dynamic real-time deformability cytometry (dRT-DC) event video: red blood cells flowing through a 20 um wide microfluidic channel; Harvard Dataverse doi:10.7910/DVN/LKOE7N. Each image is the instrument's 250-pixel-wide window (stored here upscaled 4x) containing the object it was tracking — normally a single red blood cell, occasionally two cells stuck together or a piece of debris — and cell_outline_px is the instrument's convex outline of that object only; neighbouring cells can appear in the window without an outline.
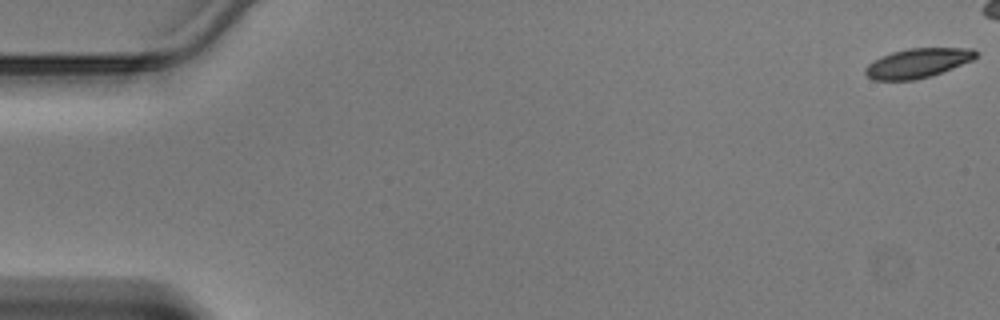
{"species": "Egyptian fruit bat (a non-hibernating species)", "species_latin": "Rousettus aegyptiacus", "temperature_condition": "warm", "stored_images_in_passage": 41, "camera_frame_rate_fps": 3000, "um_per_image_px": 0.085, "animal": {"sex": "male"}, "frame": {"image": 1, "passage_image": 1, "time_ms": 0.0, "image_size_px": [1000, 320], "cell_outline_px": [[980, 52], [972, 60], [952, 68], [916, 80], [872, 80], [864, 72], [864, 68], [868, 64], [880, 56], [892, 52], [908, 48], [972, 48]], "centroid_in_image_um": [77.98, 5.35], "position_along_channel_um": 7.0, "area_um2": 18.9}}
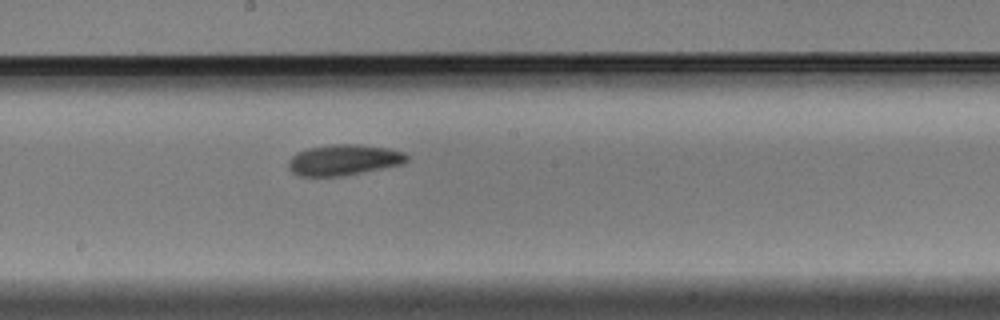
{"frame": {"image": 2, "passage_image": 26, "time_ms": 8.333, "image_size_px": [1000, 320], "cell_outline_px": [[408, 160], [404, 164], [344, 176], [296, 176], [288, 168], [288, 160], [296, 152], [308, 148], [332, 144], [356, 144], [388, 148], [404, 152], [408, 156]], "centroid_in_image_um": [29.21, 13.6], "position_along_channel_um": 219.0, "area_um2": 21.5}}
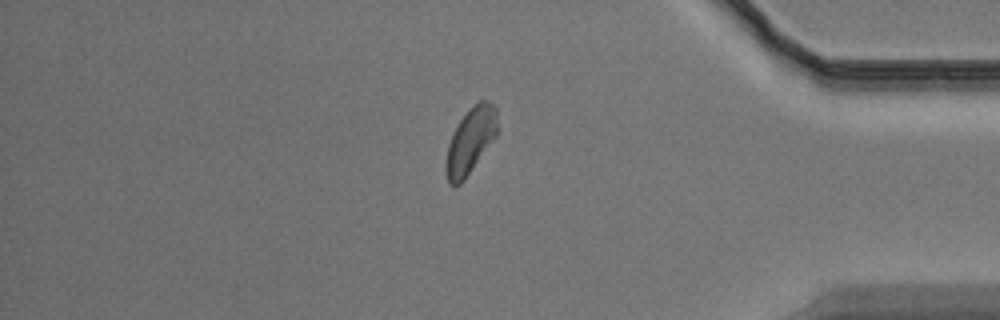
{"frame": {"image": 3, "passage_image": 40, "time_ms": 13.0, "image_size_px": [1000, 320], "cell_outline_px": [[496, 136], [464, 180], [460, 184], [448, 184], [444, 168], [448, 144], [452, 132], [460, 120], [472, 104], [480, 100], [488, 100], [496, 108]], "centroid_in_image_um": [39.96, 11.96], "position_along_channel_um": 395.2, "area_um2": 19.65}}